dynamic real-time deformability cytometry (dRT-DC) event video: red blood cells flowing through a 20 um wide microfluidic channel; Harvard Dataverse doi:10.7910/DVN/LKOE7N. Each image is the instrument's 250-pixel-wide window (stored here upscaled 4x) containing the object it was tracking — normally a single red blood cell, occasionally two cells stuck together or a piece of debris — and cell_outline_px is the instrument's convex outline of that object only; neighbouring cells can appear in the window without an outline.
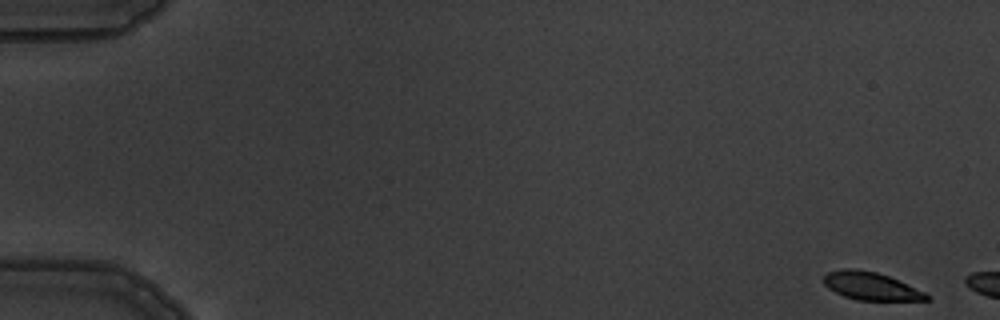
{"species": "common noctule bat (a hibernating species)", "species_latin": "Nyctalus noctula", "temperature_condition": "warm", "stored_images_in_passage": 3, "camera_frame_rate_fps": 3000, "um_per_image_px": 0.085, "animal": {"sex": "male", "body_mass_g": 19.5, "forearm_length_mm": 54.6}, "frame": {"image": 1, "passage_image": 1, "time_ms": 0.0, "image_size_px": [1000, 320], "cell_outline_px": [[932, 300], [856, 300], [844, 296], [828, 288], [820, 280], [828, 272], [840, 268], [856, 268], [876, 272], [888, 276], [924, 292], [932, 296]], "centroid_in_image_um": [73.98, 24.31], "position_along_channel_um": 11.0, "area_um2": 16.76}}